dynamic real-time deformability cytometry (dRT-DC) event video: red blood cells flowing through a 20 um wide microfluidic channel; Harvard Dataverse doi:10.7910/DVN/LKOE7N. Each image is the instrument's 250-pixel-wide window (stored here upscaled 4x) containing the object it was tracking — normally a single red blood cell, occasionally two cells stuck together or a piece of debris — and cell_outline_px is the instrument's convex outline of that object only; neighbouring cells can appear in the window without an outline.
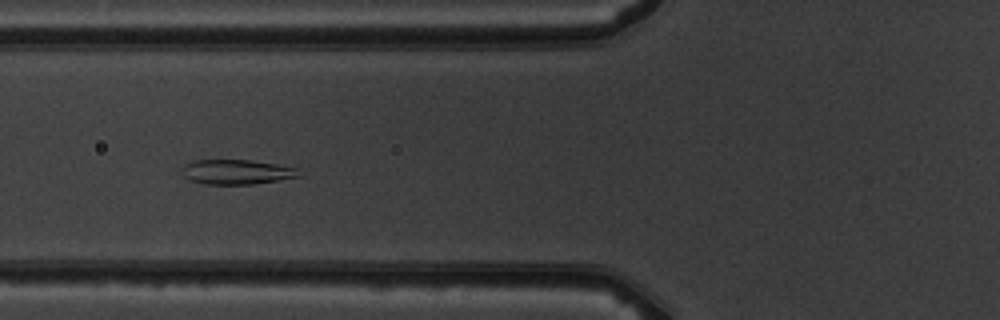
{"species": "common noctule bat (a hibernating species)", "species_latin": "Nyctalus noctula", "temperature_condition": "warm", "stored_images_in_passage": 5, "camera_frame_rate_fps": 3000, "um_per_image_px": 0.085, "animal": {"sex": "male", "body_mass_g": 19.5, "forearm_length_mm": 54.6}, "frame": {"image": 1, "passage_image": 5, "time_ms": 5.333, "image_size_px": [1000, 320], "cell_outline_px": [[300, 176], [252, 184], [204, 184], [192, 180], [184, 176], [180, 172], [184, 164], [192, 160], [252, 160], [300, 168]], "centroid_in_image_um": [20.1, 14.6], "position_along_channel_um": 105.7, "area_um2": 16.88}}